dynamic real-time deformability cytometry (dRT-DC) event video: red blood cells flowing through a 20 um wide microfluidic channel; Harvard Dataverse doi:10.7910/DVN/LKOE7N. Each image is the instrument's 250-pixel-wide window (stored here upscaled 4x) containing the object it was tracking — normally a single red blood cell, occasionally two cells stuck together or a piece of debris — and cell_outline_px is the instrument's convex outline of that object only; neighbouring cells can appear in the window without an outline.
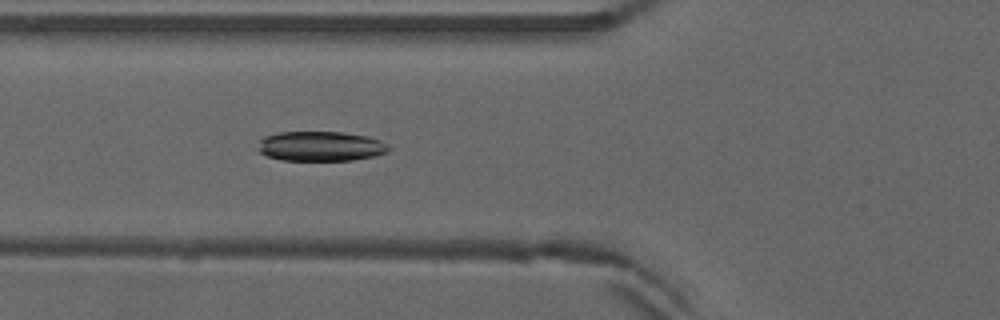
{"species": "common noctule bat (a hibernating species)", "species_latin": "Nyctalus noctula", "temperature_condition": "warm", "stored_images_in_passage": 39, "camera_frame_rate_fps": 3000, "um_per_image_px": 0.085, "animal": {"sex": "male", "forearm_length_mm": 52.5}, "frame": {"image": 1, "passage_image": 6, "time_ms": 1.667, "image_size_px": [1000, 320], "cell_outline_px": [[392, 148], [388, 152], [376, 156], [352, 160], [284, 160], [268, 156], [260, 152], [260, 140], [264, 136], [280, 132], [340, 132], [364, 136], [380, 140], [388, 144]], "centroid_in_image_um": [27.31, 12.43], "position_along_channel_um": 98.5, "area_um2": 22.54}}
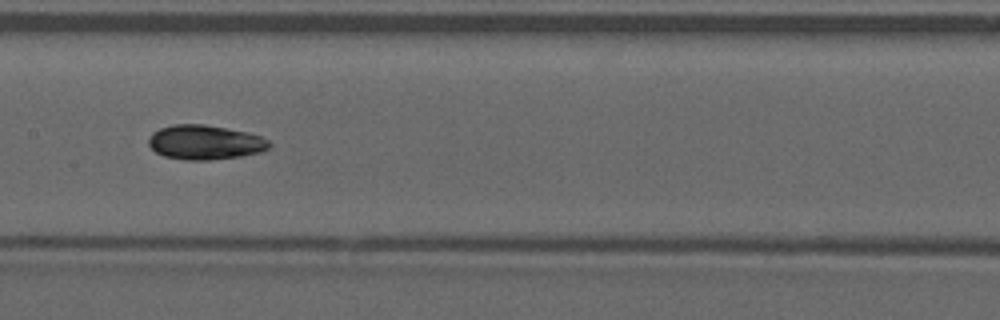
{"frame": {"image": 2, "passage_image": 13, "time_ms": 4.0, "image_size_px": [1000, 320], "cell_outline_px": [[272, 144], [268, 148], [260, 152], [240, 156], [208, 160], [188, 160], [164, 156], [156, 152], [148, 144], [148, 136], [152, 132], [160, 128], [176, 124], [204, 124], [248, 132], [260, 136], [268, 140]], "centroid_in_image_um": [17.41, 12.09], "position_along_channel_um": 190.0, "area_um2": 24.22}}
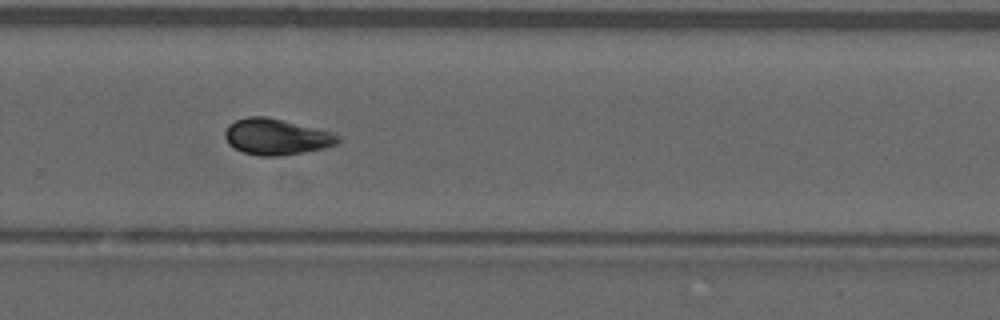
{"frame": {"image": 3, "passage_image": 22, "time_ms": 7.0, "image_size_px": [1000, 320], "cell_outline_px": [[340, 140], [336, 144], [324, 148], [304, 152], [280, 156], [260, 156], [244, 152], [228, 144], [224, 136], [224, 132], [228, 124], [236, 120], [248, 116], [268, 116], [332, 132], [340, 136]], "centroid_in_image_um": [23.47, 11.62], "position_along_channel_um": 306.3, "area_um2": 23.81}, "authors_computed_cell_mechanics": {"area_um2": 23.3512, "velocity_mm_per_s": 3.8946, "shape_relaxation_time_tau1_ms": 2.9025, "shape_relaxation_time_tau2_ms": null, "deformation_change_tau1": 0.1123, "deformation_change_tau2": null}}